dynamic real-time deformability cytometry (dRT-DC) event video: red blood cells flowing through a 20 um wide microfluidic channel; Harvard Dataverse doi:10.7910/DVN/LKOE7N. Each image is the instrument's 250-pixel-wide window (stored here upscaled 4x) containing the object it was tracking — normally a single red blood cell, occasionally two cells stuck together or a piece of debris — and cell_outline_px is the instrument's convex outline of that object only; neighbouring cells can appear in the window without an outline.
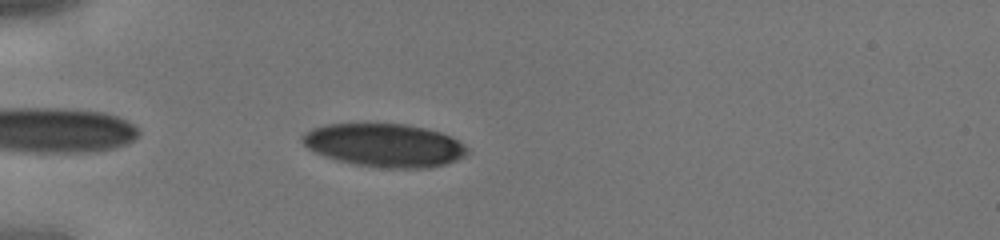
{"species": "human", "species_latin": "Homo sapiens", "temperature_condition": "cold", "stored_images_in_passage": 31, "camera_frame_rate_fps": 3000, "um_per_image_px": 0.085, "donor": {"sex": "male"}, "frame": {"image": 1, "passage_image": 3, "time_ms": 0.667, "image_size_px": [1000, 240], "cell_outline_px": [[468, 152], [464, 156], [456, 160], [432, 168], [384, 168], [356, 164], [324, 156], [308, 148], [300, 140], [300, 136], [304, 132], [312, 128], [324, 124], [408, 124], [440, 132], [452, 136], [464, 144], [468, 148]], "centroid_in_image_um": [32.68, 12.34], "position_along_channel_um": 52.3, "area_um2": 41.62}}
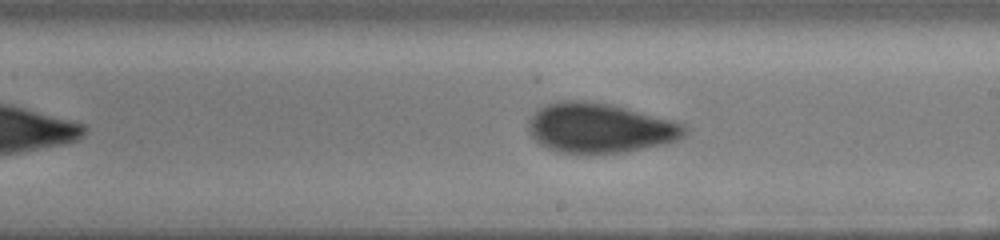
{"frame": {"image": 2, "passage_image": 16, "time_ms": 5.0, "image_size_px": [1000, 240], "cell_outline_px": [[688, 132], [684, 136], [668, 144], [624, 152], [584, 156], [556, 152], [540, 144], [528, 132], [528, 120], [540, 108], [548, 104], [564, 100], [580, 100], [608, 104], [624, 108], [684, 124], [688, 128]], "centroid_in_image_um": [50.97, 10.93], "position_along_channel_um": 238.0, "area_um2": 45.66}}
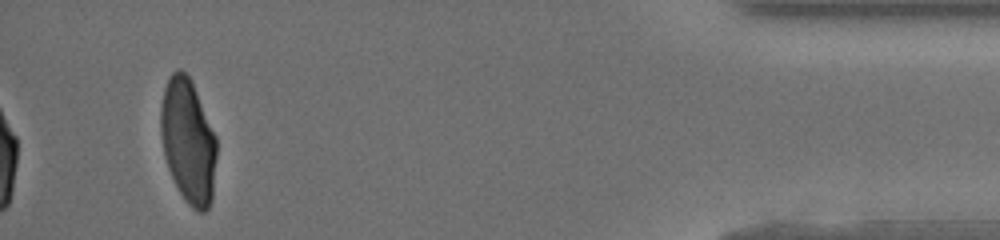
{"frame": {"image": 3, "passage_image": 31, "time_ms": 10.0, "image_size_px": [1000, 240], "cell_outline_px": [[216, 156], [212, 200], [208, 208], [204, 212], [200, 212], [192, 208], [184, 200], [168, 168], [164, 156], [160, 132], [160, 104], [164, 88], [172, 72], [180, 68], [188, 76], [196, 92], [216, 136]], "centroid_in_image_um": [15.97, 12.01], "position_along_channel_um": 419.2, "area_um2": 40.34}}